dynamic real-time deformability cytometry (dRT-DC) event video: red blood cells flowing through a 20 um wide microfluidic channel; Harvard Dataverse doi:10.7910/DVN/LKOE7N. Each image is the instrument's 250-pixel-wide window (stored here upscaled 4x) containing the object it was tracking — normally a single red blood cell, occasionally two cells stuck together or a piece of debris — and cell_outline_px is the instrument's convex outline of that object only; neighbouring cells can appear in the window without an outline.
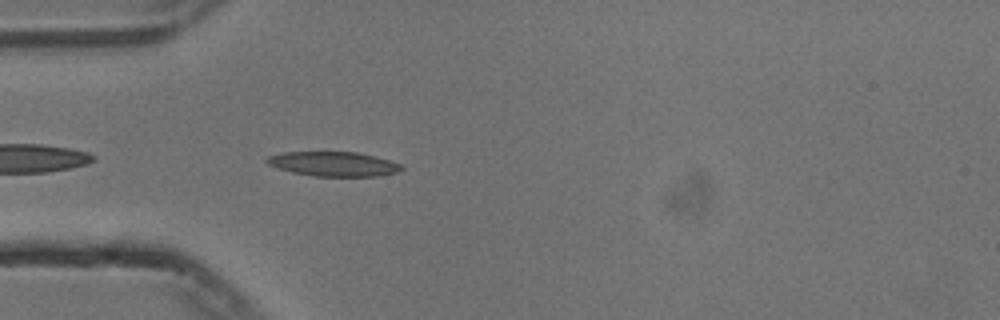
{"species": "common noctule bat (a hibernating species)", "species_latin": "Nyctalus noctula", "temperature_condition": "cold", "stored_images_in_passage": 40, "camera_frame_rate_fps": 3000, "um_per_image_px": 0.085, "animal": {"sex": "male", "body_mass_g": 13.3}, "frame": {"image": 1, "passage_image": 2, "time_ms": 0.333, "image_size_px": [1000, 320], "cell_outline_px": [[404, 168], [396, 172], [376, 176], [312, 176], [292, 172], [268, 164], [264, 160], [268, 156], [284, 152], [356, 152], [388, 160], [400, 164]], "centroid_in_image_um": [28.31, 13.93], "position_along_channel_um": 56.7, "area_um2": 18.96}}
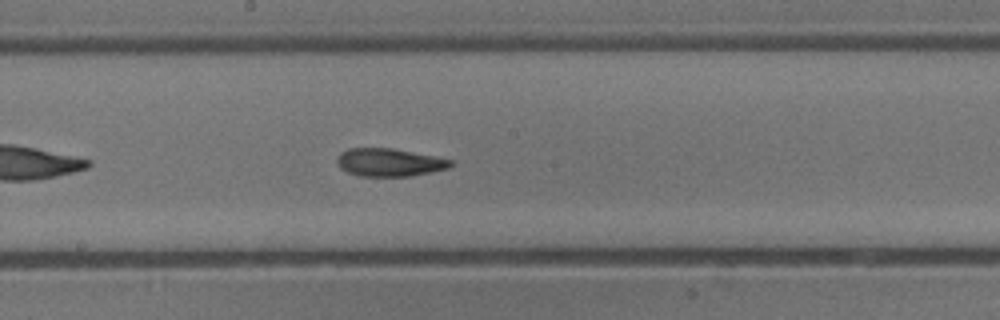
{"frame": {"image": 2, "passage_image": 15, "time_ms": 4.667, "image_size_px": [1000, 320], "cell_outline_px": [[452, 164], [448, 168], [412, 176], [360, 176], [348, 172], [340, 168], [336, 160], [336, 156], [340, 152], [348, 148], [392, 148], [452, 160]], "centroid_in_image_um": [33.03, 13.8], "position_along_channel_um": 215.2, "area_um2": 18.38}}
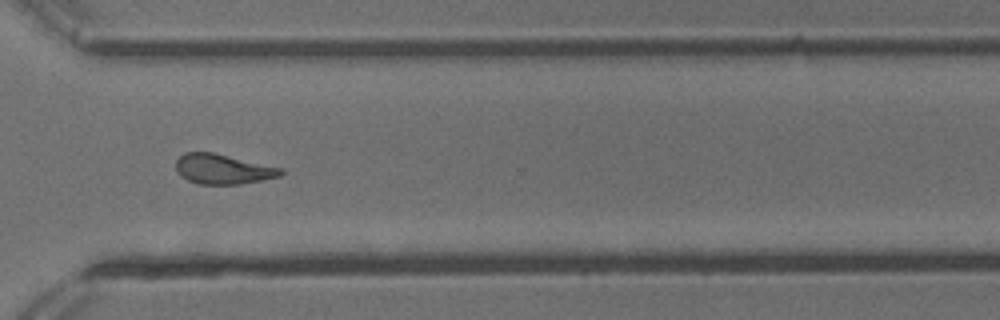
{"frame": {"image": 3, "passage_image": 26, "time_ms": 8.333, "image_size_px": [1000, 320], "cell_outline_px": [[284, 172], [280, 176], [240, 184], [200, 184], [188, 180], [180, 176], [176, 172], [176, 160], [184, 152], [212, 152], [284, 168]], "centroid_in_image_um": [18.93, 14.37], "position_along_channel_um": 351.7, "area_um2": 18.32}, "authors_computed_cell_mechanics": {"area_um2": 18.4671, "velocity_mm_per_s": 3.7381, "shape_relaxation_time_tau1_ms": 8.3835, "shape_relaxation_time_tau2_ms": 6.4068, "deformation_change_tau1": 0.2092, "deformation_change_tau2": 0.1599}}